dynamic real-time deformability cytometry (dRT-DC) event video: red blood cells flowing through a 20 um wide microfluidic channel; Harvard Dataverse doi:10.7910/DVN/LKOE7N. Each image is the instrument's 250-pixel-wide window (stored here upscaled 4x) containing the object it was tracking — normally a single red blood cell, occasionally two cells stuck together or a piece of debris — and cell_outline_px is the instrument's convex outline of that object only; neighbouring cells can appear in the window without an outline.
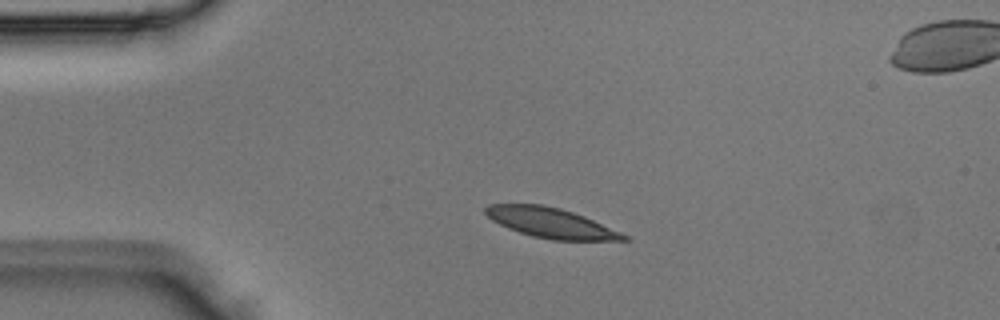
{"species": "Egyptian fruit bat (a non-hibernating species)", "species_latin": "Rousettus aegyptiacus", "temperature_condition": "room temperature", "stored_images_in_passage": 4, "camera_frame_rate_fps": 3000, "um_per_image_px": 0.085, "animal": {"sex": "male"}, "frame": {"image": 1, "passage_image": 2, "time_ms": 0.333, "image_size_px": [1000, 320], "cell_outline_px": [[632, 240], [552, 240], [532, 236], [508, 228], [492, 220], [484, 212], [484, 208], [488, 204], [540, 204], [560, 208], [584, 216], [620, 232], [628, 236]], "centroid_in_image_um": [46.8, 18.94], "position_along_channel_um": 38.2, "area_um2": 23.93}}
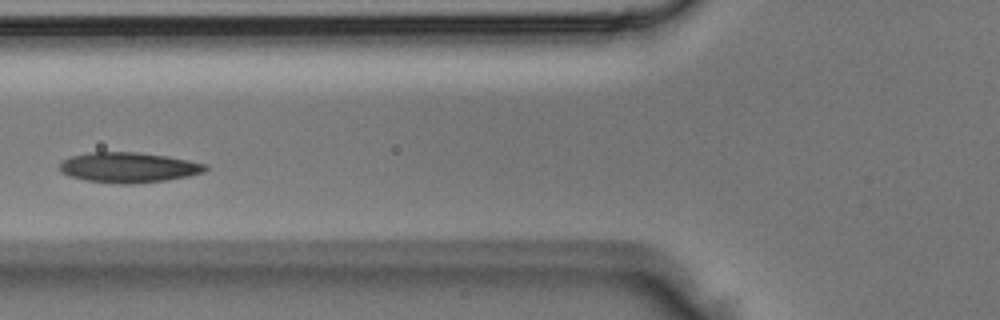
{"frame": {"image": 2, "passage_image": 4, "time_ms": 1.0, "image_size_px": [1000, 320], "cell_outline_px": [[208, 168], [204, 172], [188, 176], [168, 180], [132, 184], [120, 184], [84, 180], [68, 176], [60, 172], [60, 164], [64, 160], [72, 156], [88, 152], [140, 152], [168, 156], [208, 164]], "centroid_in_image_um": [10.94, 14.23], "position_along_channel_um": 114.9, "area_um2": 25.89}}